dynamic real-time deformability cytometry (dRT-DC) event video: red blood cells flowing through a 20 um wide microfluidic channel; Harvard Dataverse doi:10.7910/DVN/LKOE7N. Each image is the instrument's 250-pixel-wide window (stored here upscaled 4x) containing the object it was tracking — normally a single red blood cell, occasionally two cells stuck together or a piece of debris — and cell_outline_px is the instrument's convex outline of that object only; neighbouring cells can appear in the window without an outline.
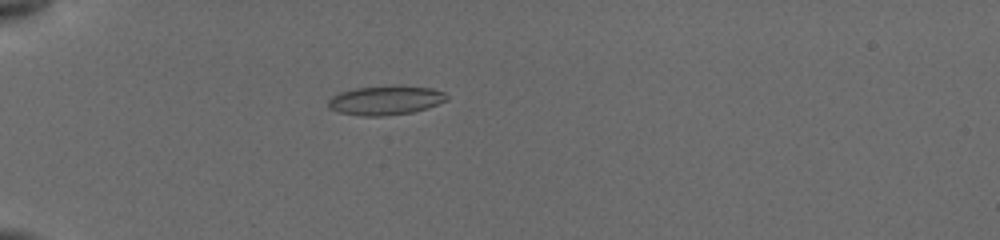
{"species": "common noctule bat (a hibernating species)", "species_latin": "Nyctalus noctula", "temperature_condition": "cold", "stored_images_in_passage": 37, "camera_frame_rate_fps": 3000, "um_per_image_px": 0.085, "animal": {"sex": "female", "body_mass_g": 19.5, "forearm_length_mm": 54.1}, "frame": {"image": 1, "passage_image": 9, "time_ms": 6.0, "image_size_px": [1000, 240], "cell_outline_px": [[448, 100], [428, 108], [412, 112], [384, 116], [364, 116], [340, 112], [328, 108], [328, 100], [332, 96], [340, 92], [356, 88], [396, 84], [400, 84], [432, 88], [444, 92], [448, 96]], "centroid_in_image_um": [32.81, 8.5], "position_along_channel_um": 52.2, "area_um2": 20.52}}
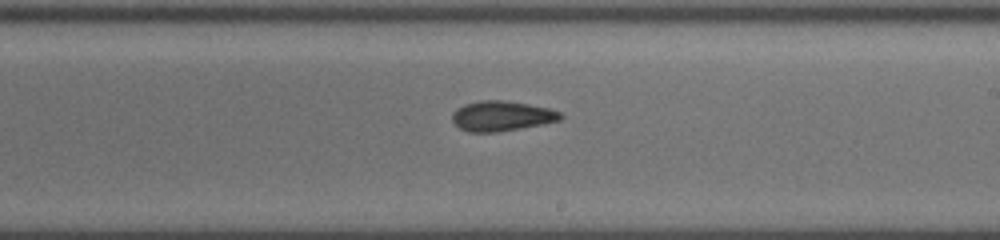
{"frame": {"image": 2, "passage_image": 24, "time_ms": 11.667, "image_size_px": [1000, 240], "cell_outline_px": [[564, 116], [560, 120], [520, 128], [496, 132], [468, 132], [460, 128], [452, 120], [452, 112], [456, 108], [464, 104], [480, 100], [504, 100], [528, 104], [548, 108], [560, 112]], "centroid_in_image_um": [42.61, 9.85], "position_along_channel_um": 246.4, "area_um2": 18.9}}
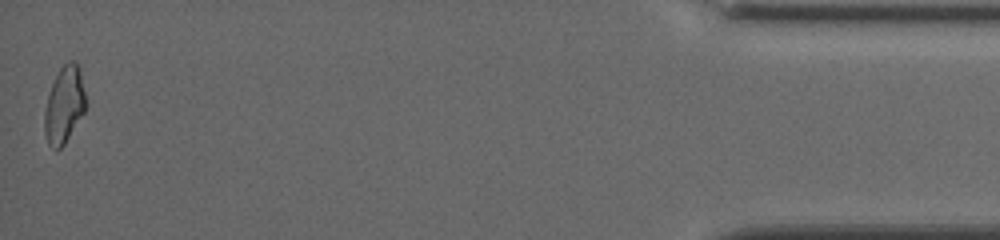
{"frame": {"image": 3, "passage_image": 37, "time_ms": 18.333, "image_size_px": [1000, 240], "cell_outline_px": [[84, 112], [64, 144], [60, 148], [52, 148], [48, 144], [44, 132], [44, 112], [48, 96], [52, 84], [60, 68], [68, 60], [72, 60], [80, 68], [84, 92]], "centroid_in_image_um": [5.44, 8.91], "position_along_channel_um": 429.8, "area_um2": 18.03}, "authors_computed_cell_mechanics": {"area_um2": 19.074, "velocity_mm_per_s": 3.8928, "shape_relaxation_time_tau1_ms": 5.1647, "shape_relaxation_time_tau2_ms": 2.0573, "deformation_change_tau1": 0.1501, "deformation_change_tau2": 0.076}}